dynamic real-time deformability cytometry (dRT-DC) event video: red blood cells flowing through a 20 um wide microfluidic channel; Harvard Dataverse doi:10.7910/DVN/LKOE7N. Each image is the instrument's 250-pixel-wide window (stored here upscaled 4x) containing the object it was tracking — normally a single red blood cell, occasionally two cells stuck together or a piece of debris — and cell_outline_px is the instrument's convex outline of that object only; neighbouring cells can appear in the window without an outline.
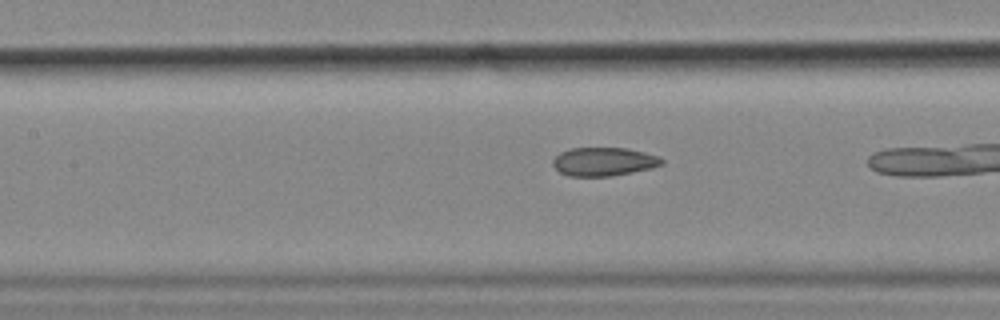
{"species": "common noctule bat (a hibernating species)", "species_latin": "Nyctalus noctula", "temperature_condition": "cold", "stored_images_in_passage": 16, "camera_frame_rate_fps": 3000, "um_per_image_px": 0.085, "animal": {"sex": "female", "body_mass_g": 18.4}, "frame": {"image": 1, "passage_image": 7, "time_ms": 2.0, "image_size_px": [1000, 320], "cell_outline_px": [[664, 164], [652, 168], [612, 176], [568, 176], [560, 172], [552, 164], [552, 160], [560, 152], [568, 148], [628, 148], [660, 156], [664, 160]], "centroid_in_image_um": [51.34, 13.73], "position_along_channel_um": 156.1, "area_um2": 18.26}}